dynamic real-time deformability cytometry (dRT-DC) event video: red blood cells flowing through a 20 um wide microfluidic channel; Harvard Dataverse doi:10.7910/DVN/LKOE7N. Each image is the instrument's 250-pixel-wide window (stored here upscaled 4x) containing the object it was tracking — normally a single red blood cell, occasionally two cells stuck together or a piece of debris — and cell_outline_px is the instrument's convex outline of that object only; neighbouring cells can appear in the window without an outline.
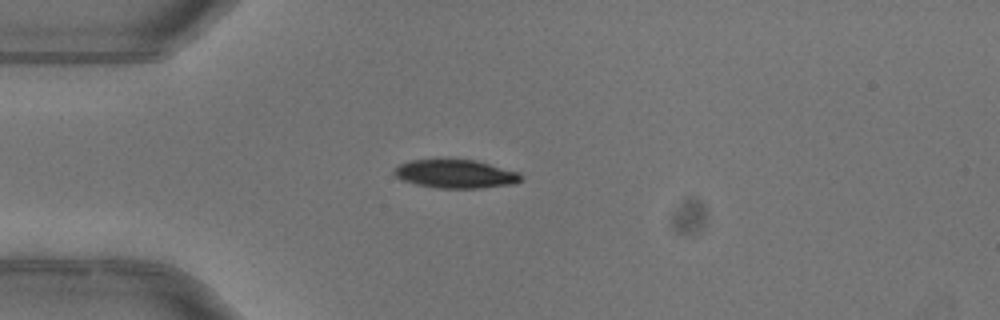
{"species": "common noctule bat (a hibernating species)", "species_latin": "Nyctalus noctula", "temperature_condition": "warm", "stored_images_in_passage": 4, "camera_frame_rate_fps": 3000, "um_per_image_px": 0.085, "animal": {"sex": "female"}, "frame": {"image": 1, "passage_image": 3, "time_ms": 0.667, "image_size_px": [1000, 320], "cell_outline_px": [[524, 176], [516, 184], [480, 188], [436, 188], [416, 184], [400, 180], [392, 172], [400, 164], [412, 160], [476, 160], [520, 172]], "centroid_in_image_um": [38.76, 14.79], "position_along_channel_um": 46.2, "area_um2": 21.1}}